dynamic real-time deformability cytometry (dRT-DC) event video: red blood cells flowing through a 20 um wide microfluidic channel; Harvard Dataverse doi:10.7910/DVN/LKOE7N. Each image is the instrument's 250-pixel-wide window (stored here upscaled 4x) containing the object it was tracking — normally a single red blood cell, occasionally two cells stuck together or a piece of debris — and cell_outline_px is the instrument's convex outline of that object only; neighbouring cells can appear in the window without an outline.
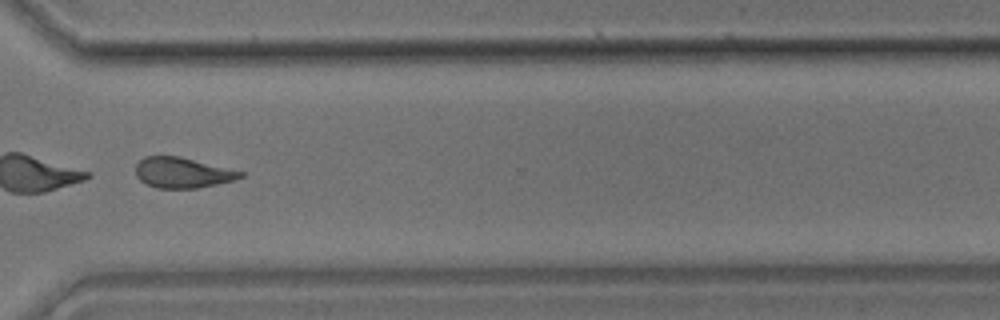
{"species": "common noctule bat (a hibernating species)", "species_latin": "Nyctalus noctula", "temperature_condition": "room temperature", "stored_images_in_passage": 29, "camera_frame_rate_fps": 3000, "um_per_image_px": 0.085, "animal": {"sex": "male", "body_mass_g": 17.9}, "frame": {"image": 1, "passage_image": 21, "time_ms": 6.667, "image_size_px": [1000, 320], "cell_outline_px": [[244, 176], [236, 180], [196, 188], [156, 188], [140, 180], [136, 176], [136, 164], [144, 156], [180, 156], [244, 172]], "centroid_in_image_um": [15.51, 14.67], "position_along_channel_um": 355.1, "area_um2": 18.55}}